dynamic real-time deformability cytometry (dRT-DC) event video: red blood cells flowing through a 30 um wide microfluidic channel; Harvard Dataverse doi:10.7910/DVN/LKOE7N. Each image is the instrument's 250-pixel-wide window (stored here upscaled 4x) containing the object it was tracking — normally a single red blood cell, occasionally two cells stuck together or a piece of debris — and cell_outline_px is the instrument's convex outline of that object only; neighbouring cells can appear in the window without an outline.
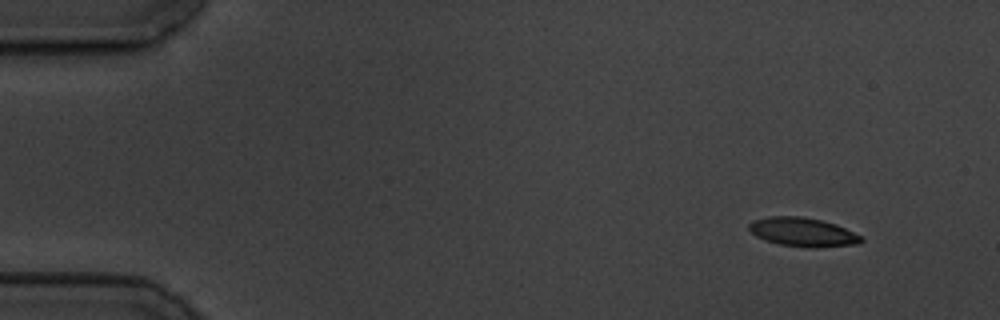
{"species": "common noctule bat (a hibernating species)", "species_latin": "Nyctalus noctula", "temperature_condition": "cold", "stored_images_in_passage": 54, "camera_frame_rate_fps": 3000, "um_per_image_px": 0.085, "animal": {"sex": "male", "body_mass_g": 19.5, "forearm_length_mm": 54.6}, "frame": {"image": 1, "passage_image": 1, "time_ms": 0.0, "image_size_px": [1000, 320], "cell_outline_px": [[864, 240], [860, 244], [816, 248], [804, 248], [780, 244], [764, 240], [756, 236], [748, 228], [748, 224], [752, 220], [768, 216], [800, 216], [820, 220], [836, 224], [860, 236]], "centroid_in_image_um": [68.21, 19.74], "position_along_channel_um": 16.8, "area_um2": 19.02}}
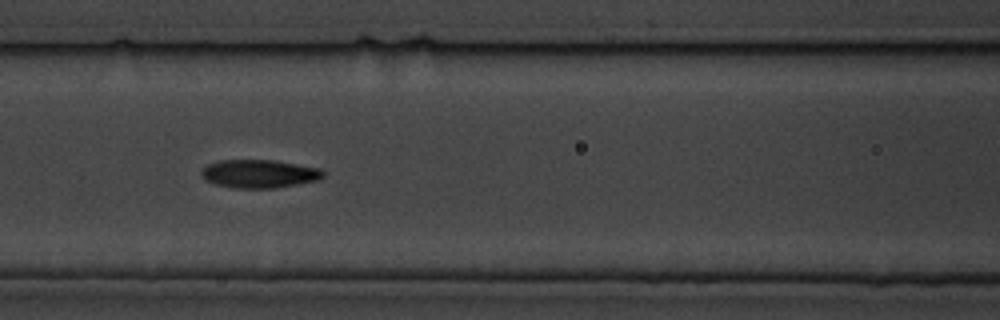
{"frame": {"image": 2, "passage_image": 21, "time_ms": 6.667, "image_size_px": [1000, 320], "cell_outline_px": [[324, 176], [320, 180], [276, 188], [236, 188], [216, 184], [204, 180], [200, 172], [208, 164], [220, 160], [272, 160], [320, 168], [324, 172]], "centroid_in_image_um": [22.05, 14.77], "position_along_channel_um": 144.6, "area_um2": 20.06}}
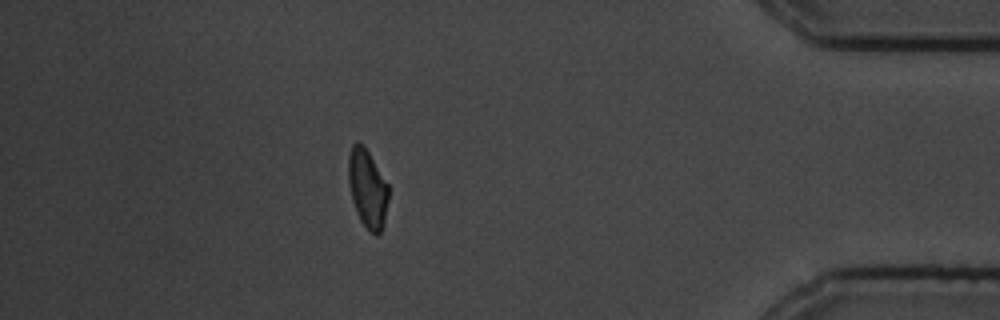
{"frame": {"image": 3, "passage_image": 47, "time_ms": 15.333, "image_size_px": [1000, 320], "cell_outline_px": [[388, 200], [384, 224], [380, 232], [376, 236], [360, 220], [352, 200], [348, 180], [348, 156], [352, 144], [356, 140], [364, 144], [388, 184]], "centroid_in_image_um": [31.23, 15.97], "position_along_channel_um": 404.0, "area_um2": 18.38}, "authors_computed_cell_mechanics": {"area_um2": 19.0451, "velocity_mm_per_s": 3.4702, "shape_relaxation_time_tau1_ms": 3.9526, "shape_relaxation_time_tau2_ms": 3.898, "deformation_change_tau1": 0.1474, "deformation_change_tau2": 0.1013}}